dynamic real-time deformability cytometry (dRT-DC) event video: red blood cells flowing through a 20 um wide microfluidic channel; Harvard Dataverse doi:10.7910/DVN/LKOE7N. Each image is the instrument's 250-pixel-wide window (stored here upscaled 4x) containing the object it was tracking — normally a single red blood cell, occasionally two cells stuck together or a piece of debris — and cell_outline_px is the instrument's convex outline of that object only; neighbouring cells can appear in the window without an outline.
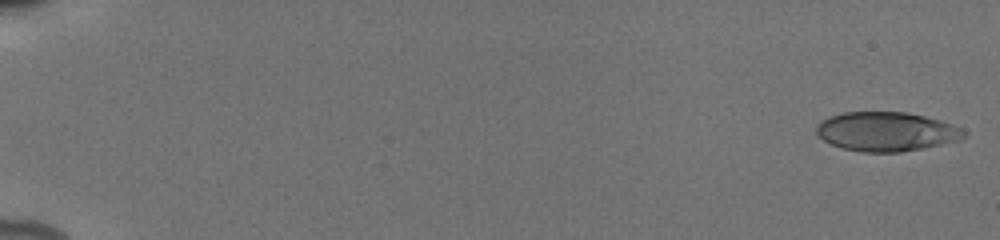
{"species": "human", "species_latin": "Homo sapiens", "temperature_condition": "cold", "stored_images_in_passage": 54, "camera_frame_rate_fps": 3000, "um_per_image_px": 0.085, "donor": {"sex": "male"}, "frame": {"image": 1, "passage_image": 1, "time_ms": 0.0, "image_size_px": [1000, 240], "cell_outline_px": [[968, 132], [960, 140], [900, 152], [864, 152], [844, 148], [832, 144], [824, 140], [816, 132], [816, 128], [828, 116], [844, 112], [904, 112], [924, 116], [952, 124]], "centroid_in_image_um": [75.35, 11.18], "position_along_channel_um": 9.7, "area_um2": 33.23}}
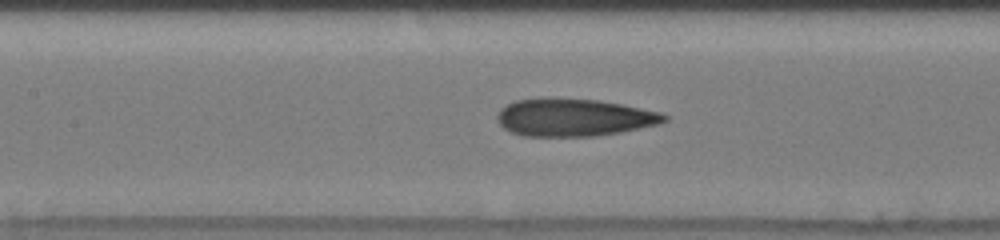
{"frame": {"image": 2, "passage_image": 27, "time_ms": 8.667, "image_size_px": [1000, 240], "cell_outline_px": [[668, 120], [660, 124], [620, 132], [596, 136], [524, 136], [512, 132], [504, 128], [496, 120], [496, 116], [500, 108], [516, 100], [548, 96], [552, 96], [600, 100], [624, 104], [660, 112], [668, 116]], "centroid_in_image_um": [48.78, 9.96], "position_along_channel_um": 158.6, "area_um2": 37.28}}
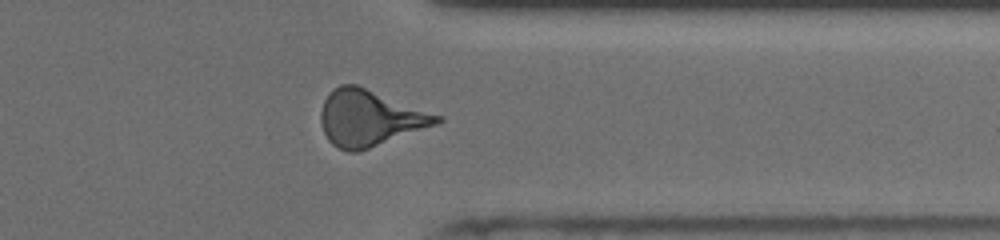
{"frame": {"image": 3, "passage_image": 44, "time_ms": 14.333, "image_size_px": [1000, 240], "cell_outline_px": [[444, 120], [436, 124], [368, 148], [356, 152], [348, 152], [332, 144], [328, 140], [324, 132], [320, 120], [320, 112], [324, 100], [332, 88], [340, 84], [356, 84], [444, 116]], "centroid_in_image_um": [31.41, 10.01], "position_along_channel_um": 380.0, "area_um2": 37.69}, "authors_computed_cell_mechanics": {"area_um2": 35.4314, "velocity_mm_per_s": 3.9368, "shape_relaxation_time_tau1_ms": 8.6547, "shape_relaxation_time_tau2_ms": 1.8532, "deformation_change_tau1": 0.2274, "deformation_change_tau2": 0.1131}}